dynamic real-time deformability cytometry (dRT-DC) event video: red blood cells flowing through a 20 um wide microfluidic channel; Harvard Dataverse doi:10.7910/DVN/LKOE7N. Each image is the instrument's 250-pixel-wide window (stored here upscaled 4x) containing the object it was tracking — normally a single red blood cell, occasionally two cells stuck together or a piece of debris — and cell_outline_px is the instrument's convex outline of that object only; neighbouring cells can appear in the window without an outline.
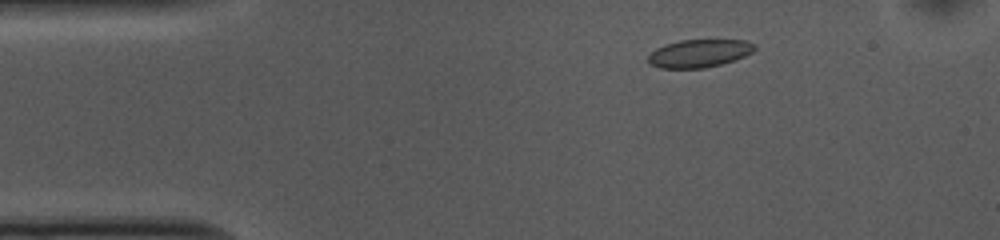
{"species": "common noctule bat (a hibernating species)", "species_latin": "Nyctalus noctula", "temperature_condition": "cold", "stored_images_in_passage": 46, "camera_frame_rate_fps": 3000, "um_per_image_px": 0.085, "animal": {"sex": "female", "body_mass_g": 10.0, "forearm_length_mm": 53.1}, "frame": {"image": 1, "passage_image": 1, "time_ms": 0.0, "image_size_px": [1000, 240], "cell_outline_px": [[756, 48], [752, 52], [744, 56], [720, 64], [704, 68], [660, 68], [648, 64], [648, 56], [656, 48], [664, 44], [680, 40], [744, 40], [756, 44]], "centroid_in_image_um": [59.4, 4.53], "position_along_channel_um": 25.6, "area_um2": 17.28}}
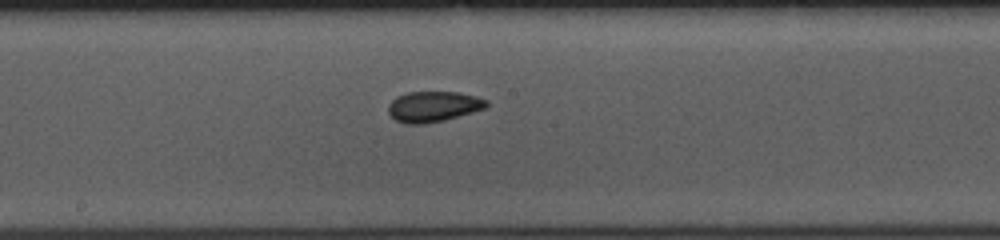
{"frame": {"image": 2, "passage_image": 20, "time_ms": 6.333, "image_size_px": [1000, 240], "cell_outline_px": [[488, 104], [484, 108], [472, 112], [444, 120], [424, 124], [408, 124], [396, 120], [388, 112], [388, 104], [396, 96], [408, 92], [456, 92], [476, 96], [488, 100]], "centroid_in_image_um": [36.81, 9.05], "position_along_channel_um": 211.4, "area_um2": 17.4}}
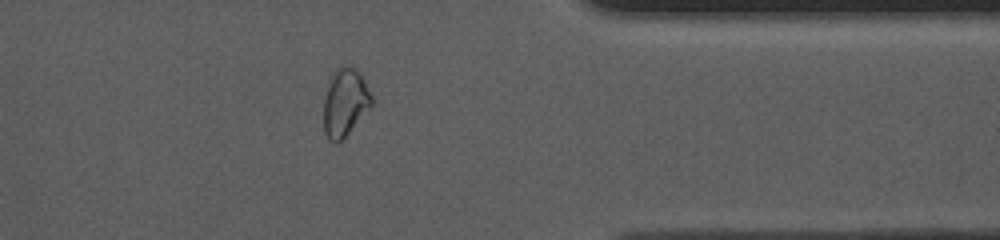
{"frame": {"image": 3, "passage_image": 35, "time_ms": 11.333, "image_size_px": [1000, 240], "cell_outline_px": [[372, 104], [348, 132], [336, 144], [328, 140], [324, 132], [324, 100], [332, 76], [336, 68], [344, 64], [352, 64], [360, 72], [372, 96]], "centroid_in_image_um": [29.32, 8.66], "position_along_channel_um": 382.1, "area_um2": 18.67}, "authors_computed_cell_mechanics": {"area_um2": 17.6868, "velocity_mm_per_s": 3.7234, "shape_relaxation_time_tau1_ms": 5.586, "shape_relaxation_time_tau2_ms": 2.8645, "deformation_change_tau1": 0.0912, "deformation_change_tau2": 0.0627}}